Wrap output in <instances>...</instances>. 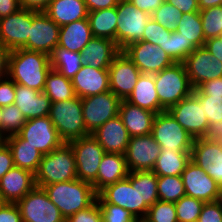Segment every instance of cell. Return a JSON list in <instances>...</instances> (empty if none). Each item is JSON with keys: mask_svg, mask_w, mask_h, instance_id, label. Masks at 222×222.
Listing matches in <instances>:
<instances>
[{"mask_svg": "<svg viewBox=\"0 0 222 222\" xmlns=\"http://www.w3.org/2000/svg\"><path fill=\"white\" fill-rule=\"evenodd\" d=\"M51 69L46 53L24 48L9 51L7 76L16 84L43 92Z\"/></svg>", "mask_w": 222, "mask_h": 222, "instance_id": "1", "label": "cell"}, {"mask_svg": "<svg viewBox=\"0 0 222 222\" xmlns=\"http://www.w3.org/2000/svg\"><path fill=\"white\" fill-rule=\"evenodd\" d=\"M43 189L65 220L76 212L88 208L97 200L93 185L80 179L45 185Z\"/></svg>", "mask_w": 222, "mask_h": 222, "instance_id": "2", "label": "cell"}, {"mask_svg": "<svg viewBox=\"0 0 222 222\" xmlns=\"http://www.w3.org/2000/svg\"><path fill=\"white\" fill-rule=\"evenodd\" d=\"M75 179H77L76 162L69 143H63L59 148L43 155L35 173V184L41 188Z\"/></svg>", "mask_w": 222, "mask_h": 222, "instance_id": "3", "label": "cell"}, {"mask_svg": "<svg viewBox=\"0 0 222 222\" xmlns=\"http://www.w3.org/2000/svg\"><path fill=\"white\" fill-rule=\"evenodd\" d=\"M50 120L64 143L90 135L85 128L81 98L51 103Z\"/></svg>", "mask_w": 222, "mask_h": 222, "instance_id": "4", "label": "cell"}, {"mask_svg": "<svg viewBox=\"0 0 222 222\" xmlns=\"http://www.w3.org/2000/svg\"><path fill=\"white\" fill-rule=\"evenodd\" d=\"M153 75L160 106L165 111L193 92L183 63H174Z\"/></svg>", "mask_w": 222, "mask_h": 222, "instance_id": "5", "label": "cell"}, {"mask_svg": "<svg viewBox=\"0 0 222 222\" xmlns=\"http://www.w3.org/2000/svg\"><path fill=\"white\" fill-rule=\"evenodd\" d=\"M116 8L118 15L116 44L122 51L131 43L142 41L145 27L151 15L137 9L129 0L119 1Z\"/></svg>", "mask_w": 222, "mask_h": 222, "instance_id": "6", "label": "cell"}, {"mask_svg": "<svg viewBox=\"0 0 222 222\" xmlns=\"http://www.w3.org/2000/svg\"><path fill=\"white\" fill-rule=\"evenodd\" d=\"M151 134L162 150L191 151L195 140L167 110L156 114Z\"/></svg>", "mask_w": 222, "mask_h": 222, "instance_id": "7", "label": "cell"}, {"mask_svg": "<svg viewBox=\"0 0 222 222\" xmlns=\"http://www.w3.org/2000/svg\"><path fill=\"white\" fill-rule=\"evenodd\" d=\"M73 149L77 179L93 184L103 155V147L92 134L69 142Z\"/></svg>", "mask_w": 222, "mask_h": 222, "instance_id": "8", "label": "cell"}, {"mask_svg": "<svg viewBox=\"0 0 222 222\" xmlns=\"http://www.w3.org/2000/svg\"><path fill=\"white\" fill-rule=\"evenodd\" d=\"M23 222H66L46 191L35 186L17 203Z\"/></svg>", "mask_w": 222, "mask_h": 222, "instance_id": "9", "label": "cell"}, {"mask_svg": "<svg viewBox=\"0 0 222 222\" xmlns=\"http://www.w3.org/2000/svg\"><path fill=\"white\" fill-rule=\"evenodd\" d=\"M121 100L112 92L81 98L82 113L86 130L91 134L119 113Z\"/></svg>", "mask_w": 222, "mask_h": 222, "instance_id": "10", "label": "cell"}, {"mask_svg": "<svg viewBox=\"0 0 222 222\" xmlns=\"http://www.w3.org/2000/svg\"><path fill=\"white\" fill-rule=\"evenodd\" d=\"M122 51L144 74H156L175 63L161 47L146 41L131 43Z\"/></svg>", "mask_w": 222, "mask_h": 222, "instance_id": "11", "label": "cell"}, {"mask_svg": "<svg viewBox=\"0 0 222 222\" xmlns=\"http://www.w3.org/2000/svg\"><path fill=\"white\" fill-rule=\"evenodd\" d=\"M167 111L194 139L203 138L206 134L209 122L203 104L193 92Z\"/></svg>", "mask_w": 222, "mask_h": 222, "instance_id": "12", "label": "cell"}, {"mask_svg": "<svg viewBox=\"0 0 222 222\" xmlns=\"http://www.w3.org/2000/svg\"><path fill=\"white\" fill-rule=\"evenodd\" d=\"M31 25L32 10L28 9L0 18V44L8 51L27 49Z\"/></svg>", "mask_w": 222, "mask_h": 222, "instance_id": "13", "label": "cell"}, {"mask_svg": "<svg viewBox=\"0 0 222 222\" xmlns=\"http://www.w3.org/2000/svg\"><path fill=\"white\" fill-rule=\"evenodd\" d=\"M18 134L27 141V144L35 147L43 155L59 148L64 143L49 116L27 120Z\"/></svg>", "mask_w": 222, "mask_h": 222, "instance_id": "14", "label": "cell"}, {"mask_svg": "<svg viewBox=\"0 0 222 222\" xmlns=\"http://www.w3.org/2000/svg\"><path fill=\"white\" fill-rule=\"evenodd\" d=\"M193 89L215 78L222 77V61L205 47L196 48L183 62Z\"/></svg>", "mask_w": 222, "mask_h": 222, "instance_id": "15", "label": "cell"}, {"mask_svg": "<svg viewBox=\"0 0 222 222\" xmlns=\"http://www.w3.org/2000/svg\"><path fill=\"white\" fill-rule=\"evenodd\" d=\"M161 150L152 134L130 137L124 153L129 172L152 171Z\"/></svg>", "mask_w": 222, "mask_h": 222, "instance_id": "16", "label": "cell"}, {"mask_svg": "<svg viewBox=\"0 0 222 222\" xmlns=\"http://www.w3.org/2000/svg\"><path fill=\"white\" fill-rule=\"evenodd\" d=\"M185 193L192 198L207 202L218 201L219 184L206 171L190 160L181 174Z\"/></svg>", "mask_w": 222, "mask_h": 222, "instance_id": "17", "label": "cell"}, {"mask_svg": "<svg viewBox=\"0 0 222 222\" xmlns=\"http://www.w3.org/2000/svg\"><path fill=\"white\" fill-rule=\"evenodd\" d=\"M98 203L120 206L140 220V194L138 184H131V172L125 179L106 186L97 194Z\"/></svg>", "mask_w": 222, "mask_h": 222, "instance_id": "18", "label": "cell"}, {"mask_svg": "<svg viewBox=\"0 0 222 222\" xmlns=\"http://www.w3.org/2000/svg\"><path fill=\"white\" fill-rule=\"evenodd\" d=\"M109 86L120 100H126L134 89L141 71L121 51L112 61L108 68Z\"/></svg>", "mask_w": 222, "mask_h": 222, "instance_id": "19", "label": "cell"}, {"mask_svg": "<svg viewBox=\"0 0 222 222\" xmlns=\"http://www.w3.org/2000/svg\"><path fill=\"white\" fill-rule=\"evenodd\" d=\"M60 26L44 12L32 11V25L27 41V50L50 55L58 46Z\"/></svg>", "mask_w": 222, "mask_h": 222, "instance_id": "20", "label": "cell"}, {"mask_svg": "<svg viewBox=\"0 0 222 222\" xmlns=\"http://www.w3.org/2000/svg\"><path fill=\"white\" fill-rule=\"evenodd\" d=\"M191 160L206 171L222 189V143L196 138L191 150Z\"/></svg>", "mask_w": 222, "mask_h": 222, "instance_id": "21", "label": "cell"}, {"mask_svg": "<svg viewBox=\"0 0 222 222\" xmlns=\"http://www.w3.org/2000/svg\"><path fill=\"white\" fill-rule=\"evenodd\" d=\"M35 186V174L16 166L0 179V193L5 203H17Z\"/></svg>", "mask_w": 222, "mask_h": 222, "instance_id": "22", "label": "cell"}, {"mask_svg": "<svg viewBox=\"0 0 222 222\" xmlns=\"http://www.w3.org/2000/svg\"><path fill=\"white\" fill-rule=\"evenodd\" d=\"M105 153L126 152L130 136L119 115L109 119L91 133Z\"/></svg>", "mask_w": 222, "mask_h": 222, "instance_id": "23", "label": "cell"}, {"mask_svg": "<svg viewBox=\"0 0 222 222\" xmlns=\"http://www.w3.org/2000/svg\"><path fill=\"white\" fill-rule=\"evenodd\" d=\"M71 81L75 95L80 98L110 90L108 69H95L83 64Z\"/></svg>", "mask_w": 222, "mask_h": 222, "instance_id": "24", "label": "cell"}, {"mask_svg": "<svg viewBox=\"0 0 222 222\" xmlns=\"http://www.w3.org/2000/svg\"><path fill=\"white\" fill-rule=\"evenodd\" d=\"M121 52L115 41L93 37L80 52L82 63L95 69H108L114 58Z\"/></svg>", "mask_w": 222, "mask_h": 222, "instance_id": "25", "label": "cell"}, {"mask_svg": "<svg viewBox=\"0 0 222 222\" xmlns=\"http://www.w3.org/2000/svg\"><path fill=\"white\" fill-rule=\"evenodd\" d=\"M14 104L21 110L27 120L49 116L51 100L44 93L15 83Z\"/></svg>", "mask_w": 222, "mask_h": 222, "instance_id": "26", "label": "cell"}, {"mask_svg": "<svg viewBox=\"0 0 222 222\" xmlns=\"http://www.w3.org/2000/svg\"><path fill=\"white\" fill-rule=\"evenodd\" d=\"M156 114L126 100H121L119 105L118 115L130 137L151 134Z\"/></svg>", "mask_w": 222, "mask_h": 222, "instance_id": "27", "label": "cell"}, {"mask_svg": "<svg viewBox=\"0 0 222 222\" xmlns=\"http://www.w3.org/2000/svg\"><path fill=\"white\" fill-rule=\"evenodd\" d=\"M129 174L125 156L119 153H105L101 159L97 179L92 184L98 194L106 186L125 179Z\"/></svg>", "mask_w": 222, "mask_h": 222, "instance_id": "28", "label": "cell"}, {"mask_svg": "<svg viewBox=\"0 0 222 222\" xmlns=\"http://www.w3.org/2000/svg\"><path fill=\"white\" fill-rule=\"evenodd\" d=\"M44 13L60 27L88 18L84 0H52Z\"/></svg>", "mask_w": 222, "mask_h": 222, "instance_id": "29", "label": "cell"}, {"mask_svg": "<svg viewBox=\"0 0 222 222\" xmlns=\"http://www.w3.org/2000/svg\"><path fill=\"white\" fill-rule=\"evenodd\" d=\"M93 38L88 18L60 27L58 46L72 52H81Z\"/></svg>", "mask_w": 222, "mask_h": 222, "instance_id": "30", "label": "cell"}, {"mask_svg": "<svg viewBox=\"0 0 222 222\" xmlns=\"http://www.w3.org/2000/svg\"><path fill=\"white\" fill-rule=\"evenodd\" d=\"M126 101L154 113L165 111L160 106L158 94L155 89L154 75L152 74L141 73L133 91Z\"/></svg>", "mask_w": 222, "mask_h": 222, "instance_id": "31", "label": "cell"}, {"mask_svg": "<svg viewBox=\"0 0 222 222\" xmlns=\"http://www.w3.org/2000/svg\"><path fill=\"white\" fill-rule=\"evenodd\" d=\"M6 144L11 150L14 165L36 173L43 154L35 147L27 144L19 134L7 137Z\"/></svg>", "mask_w": 222, "mask_h": 222, "instance_id": "32", "label": "cell"}, {"mask_svg": "<svg viewBox=\"0 0 222 222\" xmlns=\"http://www.w3.org/2000/svg\"><path fill=\"white\" fill-rule=\"evenodd\" d=\"M131 184H138L140 220H143L146 217L149 207L159 200L158 176L153 171L131 172Z\"/></svg>", "mask_w": 222, "mask_h": 222, "instance_id": "33", "label": "cell"}, {"mask_svg": "<svg viewBox=\"0 0 222 222\" xmlns=\"http://www.w3.org/2000/svg\"><path fill=\"white\" fill-rule=\"evenodd\" d=\"M191 160V151L161 150L153 172L157 176H180Z\"/></svg>", "mask_w": 222, "mask_h": 222, "instance_id": "34", "label": "cell"}, {"mask_svg": "<svg viewBox=\"0 0 222 222\" xmlns=\"http://www.w3.org/2000/svg\"><path fill=\"white\" fill-rule=\"evenodd\" d=\"M88 20L93 37L108 38L116 42L118 21L116 7L88 12Z\"/></svg>", "mask_w": 222, "mask_h": 222, "instance_id": "35", "label": "cell"}, {"mask_svg": "<svg viewBox=\"0 0 222 222\" xmlns=\"http://www.w3.org/2000/svg\"><path fill=\"white\" fill-rule=\"evenodd\" d=\"M49 56L52 69L70 80L83 65L79 52L68 51L60 46H57Z\"/></svg>", "mask_w": 222, "mask_h": 222, "instance_id": "36", "label": "cell"}, {"mask_svg": "<svg viewBox=\"0 0 222 222\" xmlns=\"http://www.w3.org/2000/svg\"><path fill=\"white\" fill-rule=\"evenodd\" d=\"M175 31L188 41V45H195L197 48L204 46L205 36L199 12L183 13Z\"/></svg>", "mask_w": 222, "mask_h": 222, "instance_id": "37", "label": "cell"}, {"mask_svg": "<svg viewBox=\"0 0 222 222\" xmlns=\"http://www.w3.org/2000/svg\"><path fill=\"white\" fill-rule=\"evenodd\" d=\"M51 103L74 98L72 81L56 70L51 69L47 75L43 91Z\"/></svg>", "mask_w": 222, "mask_h": 222, "instance_id": "38", "label": "cell"}, {"mask_svg": "<svg viewBox=\"0 0 222 222\" xmlns=\"http://www.w3.org/2000/svg\"><path fill=\"white\" fill-rule=\"evenodd\" d=\"M185 189L180 176H158L159 200L176 203L185 196Z\"/></svg>", "mask_w": 222, "mask_h": 222, "instance_id": "39", "label": "cell"}, {"mask_svg": "<svg viewBox=\"0 0 222 222\" xmlns=\"http://www.w3.org/2000/svg\"><path fill=\"white\" fill-rule=\"evenodd\" d=\"M196 48L195 45H188V41L176 31H172L170 37L164 42V51L175 63H183Z\"/></svg>", "mask_w": 222, "mask_h": 222, "instance_id": "40", "label": "cell"}, {"mask_svg": "<svg viewBox=\"0 0 222 222\" xmlns=\"http://www.w3.org/2000/svg\"><path fill=\"white\" fill-rule=\"evenodd\" d=\"M203 25L205 41L222 35V5L199 11Z\"/></svg>", "mask_w": 222, "mask_h": 222, "instance_id": "41", "label": "cell"}, {"mask_svg": "<svg viewBox=\"0 0 222 222\" xmlns=\"http://www.w3.org/2000/svg\"><path fill=\"white\" fill-rule=\"evenodd\" d=\"M1 121L2 132L8 137L18 134L27 119L15 104H10L2 107Z\"/></svg>", "mask_w": 222, "mask_h": 222, "instance_id": "42", "label": "cell"}, {"mask_svg": "<svg viewBox=\"0 0 222 222\" xmlns=\"http://www.w3.org/2000/svg\"><path fill=\"white\" fill-rule=\"evenodd\" d=\"M204 201L183 196L175 203L178 222H198Z\"/></svg>", "mask_w": 222, "mask_h": 222, "instance_id": "43", "label": "cell"}, {"mask_svg": "<svg viewBox=\"0 0 222 222\" xmlns=\"http://www.w3.org/2000/svg\"><path fill=\"white\" fill-rule=\"evenodd\" d=\"M182 17V13L176 7L166 2L165 0L160 7L155 10L151 18L159 23L167 30L175 31Z\"/></svg>", "mask_w": 222, "mask_h": 222, "instance_id": "44", "label": "cell"}, {"mask_svg": "<svg viewBox=\"0 0 222 222\" xmlns=\"http://www.w3.org/2000/svg\"><path fill=\"white\" fill-rule=\"evenodd\" d=\"M144 222H178L175 203L158 200L149 207Z\"/></svg>", "mask_w": 222, "mask_h": 222, "instance_id": "45", "label": "cell"}, {"mask_svg": "<svg viewBox=\"0 0 222 222\" xmlns=\"http://www.w3.org/2000/svg\"><path fill=\"white\" fill-rule=\"evenodd\" d=\"M103 222H137L138 220L126 209L109 204L99 203Z\"/></svg>", "mask_w": 222, "mask_h": 222, "instance_id": "46", "label": "cell"}, {"mask_svg": "<svg viewBox=\"0 0 222 222\" xmlns=\"http://www.w3.org/2000/svg\"><path fill=\"white\" fill-rule=\"evenodd\" d=\"M145 28L142 41L158 45L164 50V42L166 41V38L170 37L172 31L162 27L152 18L149 19Z\"/></svg>", "mask_w": 222, "mask_h": 222, "instance_id": "47", "label": "cell"}, {"mask_svg": "<svg viewBox=\"0 0 222 222\" xmlns=\"http://www.w3.org/2000/svg\"><path fill=\"white\" fill-rule=\"evenodd\" d=\"M203 104V111L210 123L222 120V97L196 95Z\"/></svg>", "mask_w": 222, "mask_h": 222, "instance_id": "48", "label": "cell"}, {"mask_svg": "<svg viewBox=\"0 0 222 222\" xmlns=\"http://www.w3.org/2000/svg\"><path fill=\"white\" fill-rule=\"evenodd\" d=\"M66 222H103L98 201L96 200L88 208L76 212L66 219Z\"/></svg>", "mask_w": 222, "mask_h": 222, "instance_id": "49", "label": "cell"}, {"mask_svg": "<svg viewBox=\"0 0 222 222\" xmlns=\"http://www.w3.org/2000/svg\"><path fill=\"white\" fill-rule=\"evenodd\" d=\"M198 222H222V207L218 201L203 205Z\"/></svg>", "mask_w": 222, "mask_h": 222, "instance_id": "50", "label": "cell"}, {"mask_svg": "<svg viewBox=\"0 0 222 222\" xmlns=\"http://www.w3.org/2000/svg\"><path fill=\"white\" fill-rule=\"evenodd\" d=\"M15 101V82L6 76L0 80V107L14 104Z\"/></svg>", "mask_w": 222, "mask_h": 222, "instance_id": "51", "label": "cell"}, {"mask_svg": "<svg viewBox=\"0 0 222 222\" xmlns=\"http://www.w3.org/2000/svg\"><path fill=\"white\" fill-rule=\"evenodd\" d=\"M193 93L195 95L222 97V77L204 82L196 89H193Z\"/></svg>", "mask_w": 222, "mask_h": 222, "instance_id": "52", "label": "cell"}, {"mask_svg": "<svg viewBox=\"0 0 222 222\" xmlns=\"http://www.w3.org/2000/svg\"><path fill=\"white\" fill-rule=\"evenodd\" d=\"M0 222H23L16 203H4L0 207Z\"/></svg>", "mask_w": 222, "mask_h": 222, "instance_id": "53", "label": "cell"}, {"mask_svg": "<svg viewBox=\"0 0 222 222\" xmlns=\"http://www.w3.org/2000/svg\"><path fill=\"white\" fill-rule=\"evenodd\" d=\"M14 166L11 150L6 144L0 149V179Z\"/></svg>", "mask_w": 222, "mask_h": 222, "instance_id": "54", "label": "cell"}, {"mask_svg": "<svg viewBox=\"0 0 222 222\" xmlns=\"http://www.w3.org/2000/svg\"><path fill=\"white\" fill-rule=\"evenodd\" d=\"M166 2L170 3L181 13H192V12H199L198 0H165Z\"/></svg>", "mask_w": 222, "mask_h": 222, "instance_id": "55", "label": "cell"}, {"mask_svg": "<svg viewBox=\"0 0 222 222\" xmlns=\"http://www.w3.org/2000/svg\"><path fill=\"white\" fill-rule=\"evenodd\" d=\"M203 138L207 141L222 143V120L210 123Z\"/></svg>", "mask_w": 222, "mask_h": 222, "instance_id": "56", "label": "cell"}, {"mask_svg": "<svg viewBox=\"0 0 222 222\" xmlns=\"http://www.w3.org/2000/svg\"><path fill=\"white\" fill-rule=\"evenodd\" d=\"M137 9L145 11L152 15L164 0H129Z\"/></svg>", "mask_w": 222, "mask_h": 222, "instance_id": "57", "label": "cell"}, {"mask_svg": "<svg viewBox=\"0 0 222 222\" xmlns=\"http://www.w3.org/2000/svg\"><path fill=\"white\" fill-rule=\"evenodd\" d=\"M204 47L216 58L222 61V35L207 39L204 43Z\"/></svg>", "mask_w": 222, "mask_h": 222, "instance_id": "58", "label": "cell"}, {"mask_svg": "<svg viewBox=\"0 0 222 222\" xmlns=\"http://www.w3.org/2000/svg\"><path fill=\"white\" fill-rule=\"evenodd\" d=\"M52 0H19L21 9L44 12Z\"/></svg>", "mask_w": 222, "mask_h": 222, "instance_id": "59", "label": "cell"}, {"mask_svg": "<svg viewBox=\"0 0 222 222\" xmlns=\"http://www.w3.org/2000/svg\"><path fill=\"white\" fill-rule=\"evenodd\" d=\"M88 12L100 9L113 8L119 3V0H84Z\"/></svg>", "mask_w": 222, "mask_h": 222, "instance_id": "60", "label": "cell"}, {"mask_svg": "<svg viewBox=\"0 0 222 222\" xmlns=\"http://www.w3.org/2000/svg\"><path fill=\"white\" fill-rule=\"evenodd\" d=\"M20 9L19 0H0V18L14 14Z\"/></svg>", "mask_w": 222, "mask_h": 222, "instance_id": "61", "label": "cell"}, {"mask_svg": "<svg viewBox=\"0 0 222 222\" xmlns=\"http://www.w3.org/2000/svg\"><path fill=\"white\" fill-rule=\"evenodd\" d=\"M9 51L0 44V80L7 76Z\"/></svg>", "mask_w": 222, "mask_h": 222, "instance_id": "62", "label": "cell"}, {"mask_svg": "<svg viewBox=\"0 0 222 222\" xmlns=\"http://www.w3.org/2000/svg\"><path fill=\"white\" fill-rule=\"evenodd\" d=\"M219 5H222V0H198L200 10Z\"/></svg>", "mask_w": 222, "mask_h": 222, "instance_id": "63", "label": "cell"}, {"mask_svg": "<svg viewBox=\"0 0 222 222\" xmlns=\"http://www.w3.org/2000/svg\"><path fill=\"white\" fill-rule=\"evenodd\" d=\"M6 140H7V136L2 131H0V149L4 145H6Z\"/></svg>", "mask_w": 222, "mask_h": 222, "instance_id": "64", "label": "cell"}, {"mask_svg": "<svg viewBox=\"0 0 222 222\" xmlns=\"http://www.w3.org/2000/svg\"><path fill=\"white\" fill-rule=\"evenodd\" d=\"M1 118H2V107H0V131H2V121H1Z\"/></svg>", "mask_w": 222, "mask_h": 222, "instance_id": "65", "label": "cell"}, {"mask_svg": "<svg viewBox=\"0 0 222 222\" xmlns=\"http://www.w3.org/2000/svg\"><path fill=\"white\" fill-rule=\"evenodd\" d=\"M218 202L221 204V207H222V189L220 190Z\"/></svg>", "mask_w": 222, "mask_h": 222, "instance_id": "66", "label": "cell"}, {"mask_svg": "<svg viewBox=\"0 0 222 222\" xmlns=\"http://www.w3.org/2000/svg\"><path fill=\"white\" fill-rule=\"evenodd\" d=\"M5 202L2 199L1 193H0V207L4 204Z\"/></svg>", "mask_w": 222, "mask_h": 222, "instance_id": "67", "label": "cell"}]
</instances>
